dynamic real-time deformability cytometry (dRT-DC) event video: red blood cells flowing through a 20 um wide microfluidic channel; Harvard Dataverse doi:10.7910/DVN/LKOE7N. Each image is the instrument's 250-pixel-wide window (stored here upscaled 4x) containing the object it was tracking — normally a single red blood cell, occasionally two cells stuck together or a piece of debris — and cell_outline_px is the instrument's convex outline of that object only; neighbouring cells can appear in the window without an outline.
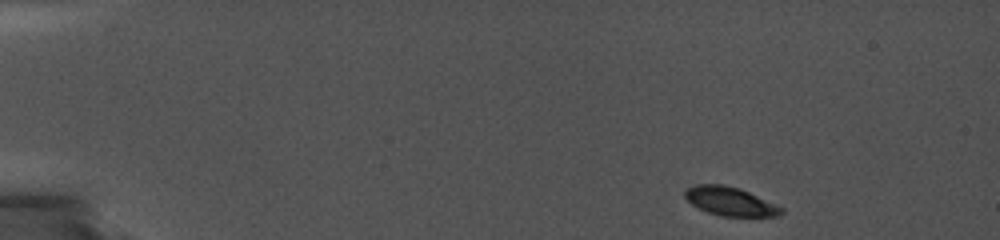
{"species": "common noctule bat (a hibernating species)", "species_latin": "Nyctalus noctula", "temperature_condition": "cold", "stored_images_in_passage": 28, "camera_frame_rate_fps": 5000, "um_per_image_px": 0.085, "animal": {"sex": "female", "body_mass_g": 19.0, "forearm_length_mm": 56.7}, "frame": {"image": 1, "passage_image": 1, "time_ms": 0.0, "image_size_px": [1000, 240], "cell_outline_px": [[784, 212], [780, 216], [720, 216], [708, 212], [692, 204], [684, 196], [684, 192], [692, 184], [724, 184], [740, 188], [784, 208]], "centroid_in_image_um": [62.07, 17.1], "position_along_channel_um": 22.9, "area_um2": 16.13}}
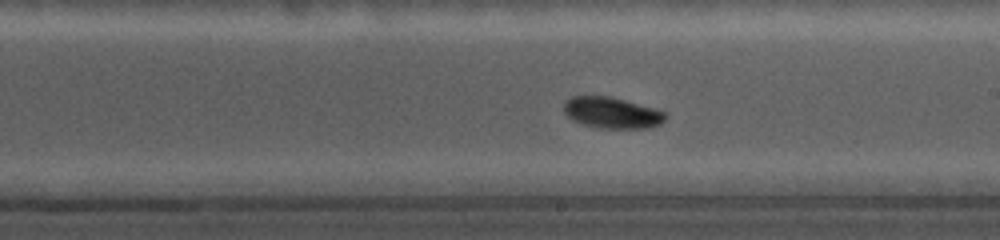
{"frame": {"image": 2, "passage_image": 23, "time_ms": 9.0, "image_size_px": [1000, 240], "cell_outline_px": [[668, 116], [660, 124], [652, 128], [600, 128], [584, 124], [572, 120], [564, 112], [564, 100], [572, 96], [612, 96], [668, 112]], "centroid_in_image_um": [52.04, 9.58], "position_along_channel_um": 237.0, "area_um2": 18.67}}
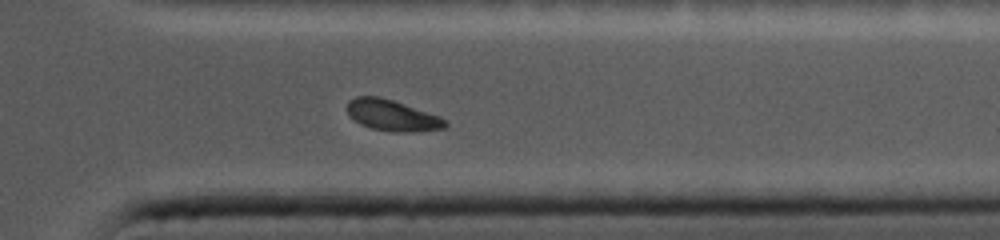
{"frame": {"image": 3, "passage_image": 28, "time_ms": 12.8, "image_size_px": [1000, 240], "cell_outline_px": [[448, 124], [444, 128], [408, 132], [392, 132], [372, 128], [360, 124], [348, 112], [348, 100], [356, 96], [380, 96], [440, 116], [448, 120]], "centroid_in_image_um": [33.36, 9.8], "position_along_channel_um": 378.0, "area_um2": 17.57}}